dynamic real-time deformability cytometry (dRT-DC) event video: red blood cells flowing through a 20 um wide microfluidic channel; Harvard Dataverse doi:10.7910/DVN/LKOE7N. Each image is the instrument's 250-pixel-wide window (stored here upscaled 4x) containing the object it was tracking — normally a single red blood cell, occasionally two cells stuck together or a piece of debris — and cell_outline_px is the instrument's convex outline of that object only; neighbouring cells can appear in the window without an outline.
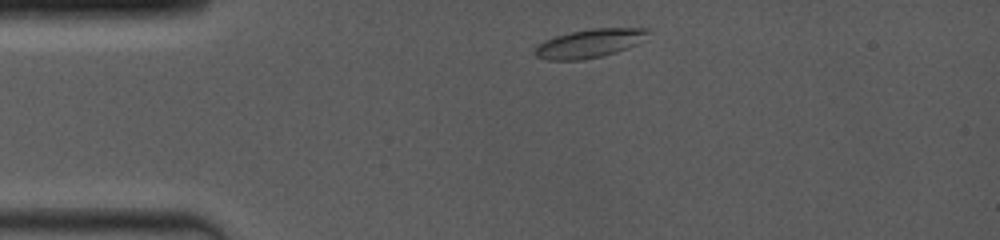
{"species": "common noctule bat (a hibernating species)", "species_latin": "Nyctalus noctula", "temperature_condition": "room temperature", "stored_images_in_passage": 9, "camera_frame_rate_fps": 4000, "um_per_image_px": 0.085, "animal": {"sex": "female", "body_mass_g": 19.0, "forearm_length_mm": 53.3}, "frame": {"image": 1, "passage_image": 1, "time_ms": 0.0, "image_size_px": [1000, 240], "cell_outline_px": [[652, 32], [640, 44], [616, 52], [600, 56], [580, 60], [544, 60], [536, 56], [532, 52], [536, 44], [544, 40], [556, 36], [572, 32], [592, 28], [648, 28]], "centroid_in_image_um": [50.12, 3.69], "position_along_channel_um": 34.9, "area_um2": 19.19}}
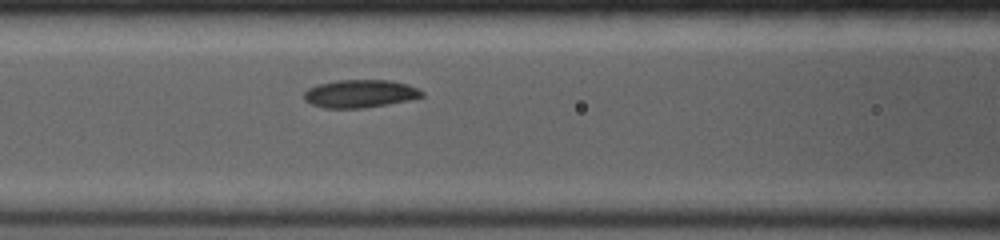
{"frame": {"image": 2, "passage_image": 6, "time_ms": 3.5, "image_size_px": [1000, 240], "cell_outline_px": [[424, 96], [408, 100], [388, 104], [364, 108], [324, 108], [312, 104], [304, 100], [304, 92], [308, 88], [316, 84], [336, 80], [392, 80], [408, 84], [424, 92]], "centroid_in_image_um": [30.59, 7.95], "position_along_channel_um": 136.0, "area_um2": 19.31}}
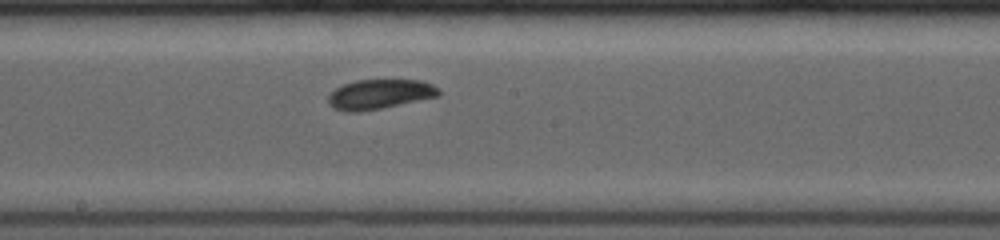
{"frame": {"image": 3, "passage_image": 9, "time_ms": 5.5, "image_size_px": [1000, 240], "cell_outline_px": [[440, 96], [380, 108], [356, 112], [344, 112], [332, 108], [328, 104], [328, 96], [336, 88], [344, 84], [356, 80], [424, 80], [440, 88]], "centroid_in_image_um": [32.28, 8.01], "position_along_channel_um": 215.9, "area_um2": 19.19}}